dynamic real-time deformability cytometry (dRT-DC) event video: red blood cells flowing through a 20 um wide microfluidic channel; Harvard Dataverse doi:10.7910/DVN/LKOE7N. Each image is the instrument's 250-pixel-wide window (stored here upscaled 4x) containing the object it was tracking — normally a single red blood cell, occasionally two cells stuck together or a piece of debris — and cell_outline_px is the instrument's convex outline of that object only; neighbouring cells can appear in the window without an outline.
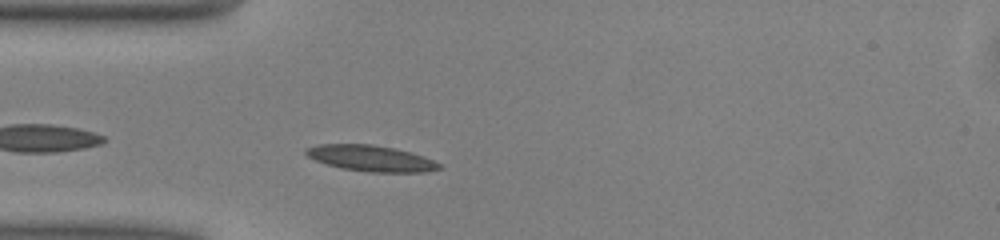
{"species": "common noctule bat (a hibernating species)", "species_latin": "Nyctalus noctula", "temperature_condition": "warm", "stored_images_in_passage": 39, "camera_frame_rate_fps": 3000, "um_per_image_px": 0.085, "animal": {"sex": "male", "body_mass_g": 13.0, "forearm_length_mm": 53.1}, "frame": {"image": 1, "passage_image": 3, "time_ms": 0.667, "image_size_px": [1000, 240], "cell_outline_px": [[444, 168], [428, 172], [368, 172], [340, 168], [316, 160], [308, 156], [304, 152], [304, 148], [320, 144], [372, 144], [396, 148], [412, 152], [444, 164]], "centroid_in_image_um": [31.6, 13.46], "position_along_channel_um": 53.4, "area_um2": 20.46}}
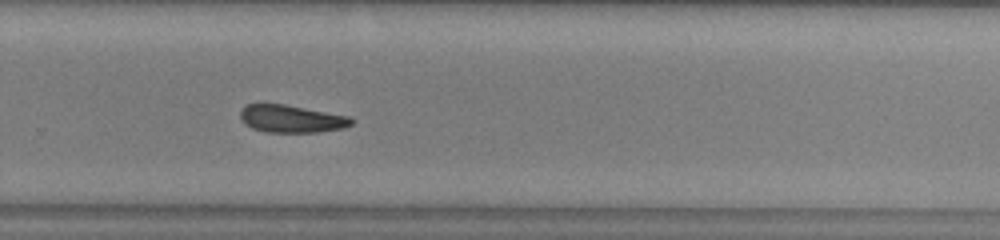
{"frame": {"image": 2, "passage_image": 22, "time_ms": 7.0, "image_size_px": [1000, 240], "cell_outline_px": [[352, 124], [344, 128], [316, 132], [264, 132], [252, 128], [244, 124], [240, 116], [240, 108], [248, 104], [284, 104], [348, 116], [352, 120]], "centroid_in_image_um": [24.72, 10.1], "position_along_channel_um": 305.1, "area_um2": 17.74}}
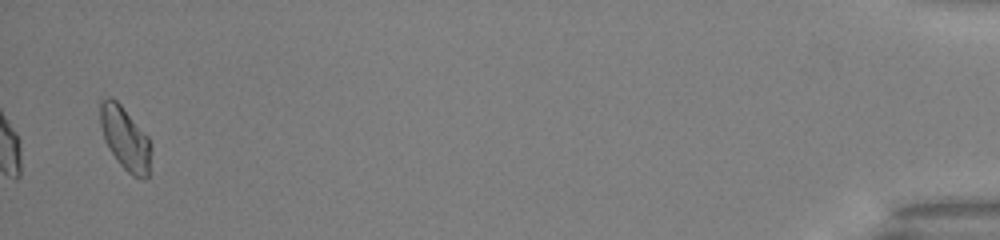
{"frame": {"image": 3, "passage_image": 38, "time_ms": 12.333, "image_size_px": [1000, 240], "cell_outline_px": [[152, 148], [148, 176], [144, 180], [132, 176], [120, 164], [108, 148], [104, 140], [100, 124], [100, 100], [108, 96], [112, 96], [120, 104], [148, 136], [152, 144]], "centroid_in_image_um": [10.65, 11.77], "position_along_channel_um": 424.6, "area_um2": 18.96}, "authors_computed_cell_mechanics": {"area_um2": 18.6694, "velocity_mm_per_s": 4.0537, "shape_relaxation_time_tau1_ms": 4.3177, "shape_relaxation_time_tau2_ms": 5.9157, "deformation_change_tau1": 0.1097, "deformation_change_tau2": 0.1368}}